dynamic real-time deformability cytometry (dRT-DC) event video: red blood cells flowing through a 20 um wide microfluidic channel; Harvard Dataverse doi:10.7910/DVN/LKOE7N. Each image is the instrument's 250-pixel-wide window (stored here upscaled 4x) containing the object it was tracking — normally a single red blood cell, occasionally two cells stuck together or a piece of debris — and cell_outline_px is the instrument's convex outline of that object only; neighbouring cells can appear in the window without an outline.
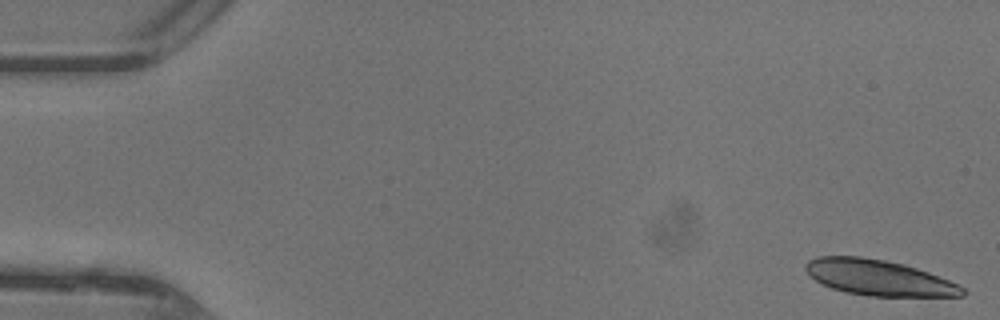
{"species": "common noctule bat (a hibernating species)", "species_latin": "Nyctalus noctula", "temperature_condition": "warm", "stored_images_in_passage": 9, "camera_frame_rate_fps": 3000, "um_per_image_px": 0.085, "animal": {"sex": "female"}, "frame": {"image": 1, "passage_image": 1, "time_ms": 0.0, "image_size_px": [1000, 320], "cell_outline_px": [[968, 292], [964, 296], [868, 296], [848, 292], [832, 288], [816, 280], [804, 268], [804, 264], [808, 260], [816, 256], [860, 256], [884, 260], [904, 264], [928, 272], [960, 284]], "centroid_in_image_um": [74.73, 23.6], "position_along_channel_um": 10.3, "area_um2": 32.54}}